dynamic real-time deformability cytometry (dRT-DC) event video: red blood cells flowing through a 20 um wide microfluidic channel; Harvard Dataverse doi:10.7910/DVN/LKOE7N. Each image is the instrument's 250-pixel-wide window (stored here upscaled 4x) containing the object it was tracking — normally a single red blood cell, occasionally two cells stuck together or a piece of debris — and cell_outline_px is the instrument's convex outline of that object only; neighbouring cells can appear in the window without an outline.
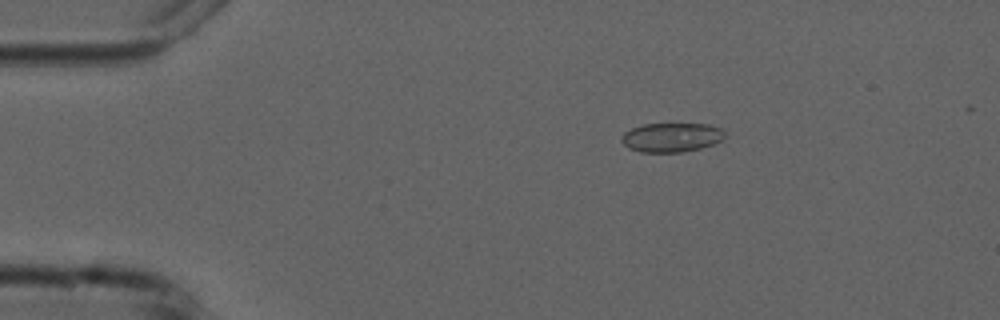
{"species": "common noctule bat (a hibernating species)", "species_latin": "Nyctalus noctula", "temperature_condition": "cold", "stored_images_in_passage": 5, "camera_frame_rate_fps": 3000, "um_per_image_px": 0.085, "animal": {"sex": "male", "forearm_length_mm": 52.5}, "frame": {"image": 1, "passage_image": 2, "time_ms": 2.333, "image_size_px": [1000, 320], "cell_outline_px": [[724, 136], [720, 140], [712, 144], [700, 148], [680, 152], [640, 152], [628, 148], [620, 140], [620, 136], [624, 132], [632, 128], [644, 124], [708, 124], [720, 128], [724, 132]], "centroid_in_image_um": [57.02, 11.67], "position_along_channel_um": 28.0, "area_um2": 17.46}}
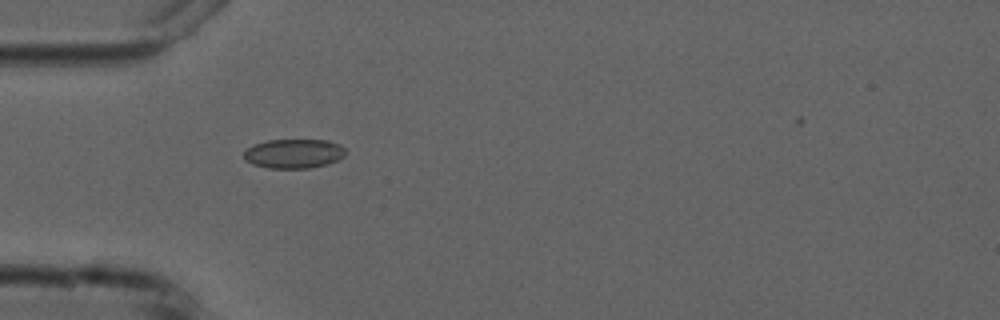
{"frame": {"image": 2, "passage_image": 4, "time_ms": 4.667, "image_size_px": [1000, 320], "cell_outline_px": [[348, 152], [344, 156], [328, 164], [308, 168], [268, 168], [252, 164], [244, 160], [244, 152], [252, 144], [268, 140], [328, 140], [340, 144]], "centroid_in_image_um": [24.98, 13.05], "position_along_channel_um": 60.0, "area_um2": 17.51}}
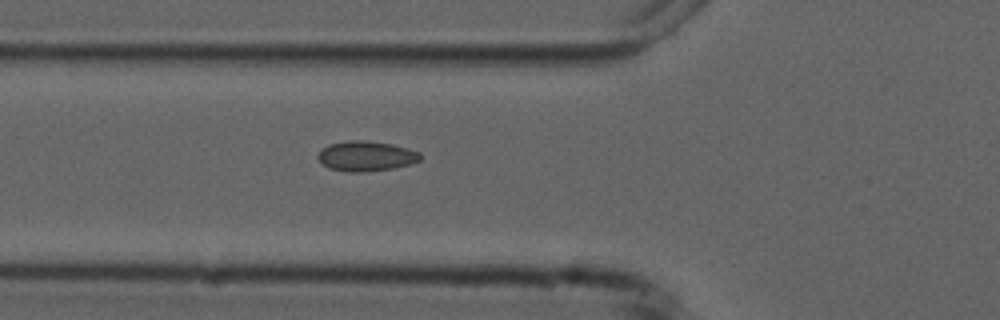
{"frame": {"image": 3, "passage_image": 5, "time_ms": 5.667, "image_size_px": [1000, 320], "cell_outline_px": [[420, 160], [408, 164], [392, 168], [364, 172], [348, 172], [328, 168], [316, 156], [328, 144], [348, 140], [364, 140], [392, 144], [408, 148], [420, 152]], "centroid_in_image_um": [31.1, 13.26], "position_along_channel_um": 94.7, "area_um2": 17.8}}